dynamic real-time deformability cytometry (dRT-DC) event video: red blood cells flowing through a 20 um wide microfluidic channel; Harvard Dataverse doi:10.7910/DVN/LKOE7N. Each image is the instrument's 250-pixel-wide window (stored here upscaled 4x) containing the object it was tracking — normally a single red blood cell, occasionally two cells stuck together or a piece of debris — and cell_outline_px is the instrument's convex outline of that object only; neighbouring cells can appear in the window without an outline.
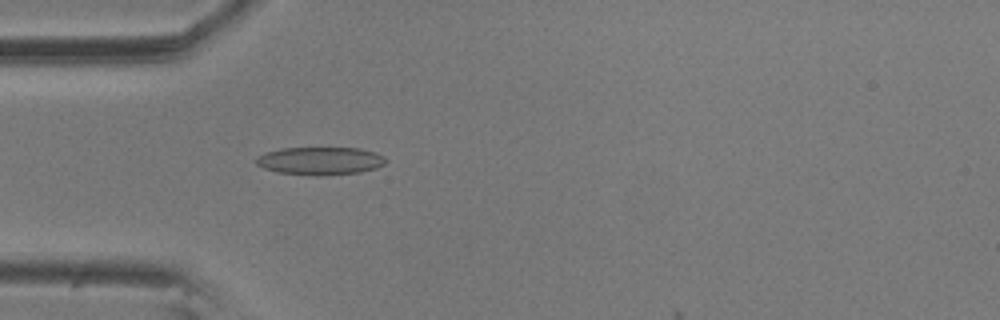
{"species": "common noctule bat (a hibernating species)", "species_latin": "Nyctalus noctula", "temperature_condition": "room temperature", "stored_images_in_passage": 55, "camera_frame_rate_fps": 3000, "um_per_image_px": 0.085, "animal": {"sex": "male", "body_mass_g": 20.5, "forearm_length_mm": 52.5}, "frame": {"image": 1, "passage_image": 17, "time_ms": 5.333, "image_size_px": [1000, 320], "cell_outline_px": [[388, 160], [384, 164], [376, 168], [360, 172], [320, 176], [276, 172], [264, 168], [256, 164], [256, 156], [264, 152], [280, 148], [360, 148], [376, 152], [384, 156]], "centroid_in_image_um": [27.21, 13.67], "position_along_channel_um": 57.8, "area_um2": 21.27}}
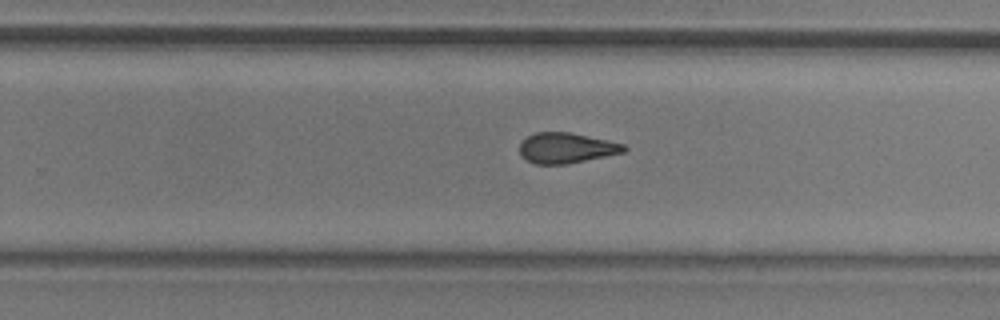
{"frame": {"image": 2, "passage_image": 36, "time_ms": 11.667, "image_size_px": [1000, 320], "cell_outline_px": [[628, 148], [624, 152], [568, 164], [536, 164], [520, 156], [520, 144], [528, 136], [536, 132], [572, 132], [624, 144]], "centroid_in_image_um": [48.14, 12.57], "position_along_channel_um": 281.7, "area_um2": 18.44}}
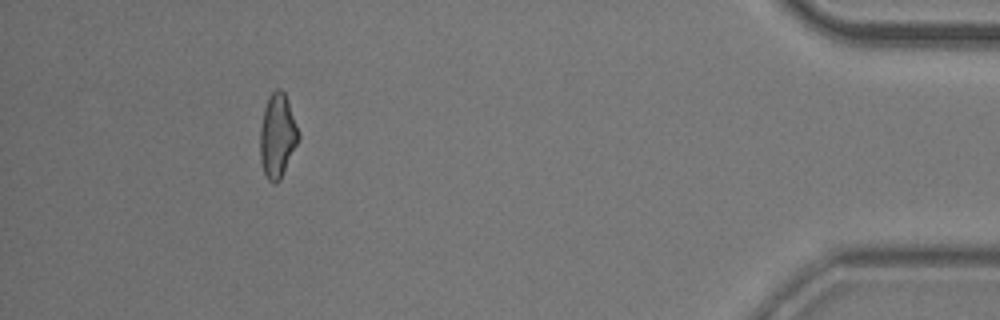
{"frame": {"image": 3, "passage_image": 52, "time_ms": 17.0, "image_size_px": [1000, 320], "cell_outline_px": [[300, 136], [280, 180], [276, 184], [268, 180], [264, 172], [260, 160], [260, 128], [264, 108], [268, 96], [276, 88], [280, 88], [284, 92], [288, 100], [300, 132]], "centroid_in_image_um": [23.58, 11.51], "position_along_channel_um": 411.6, "area_um2": 18.84}}